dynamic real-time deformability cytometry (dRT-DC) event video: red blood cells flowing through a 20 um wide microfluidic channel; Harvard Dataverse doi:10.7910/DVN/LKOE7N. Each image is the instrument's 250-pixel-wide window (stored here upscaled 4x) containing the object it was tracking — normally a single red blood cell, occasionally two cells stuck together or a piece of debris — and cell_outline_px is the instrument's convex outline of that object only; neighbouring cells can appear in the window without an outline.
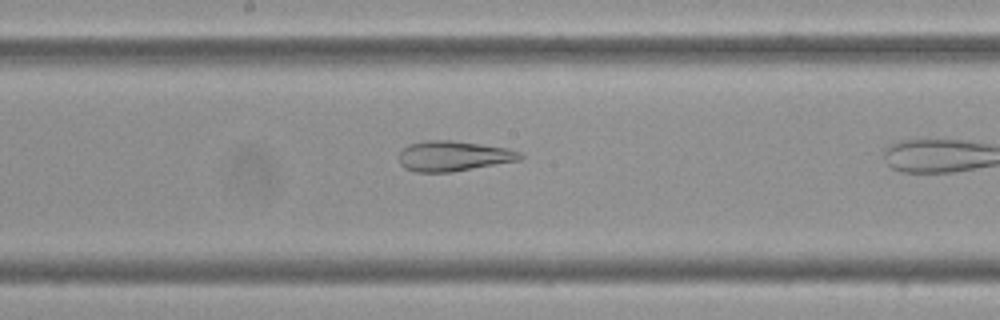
{"species": "Egyptian fruit bat (a non-hibernating species)", "species_latin": "Rousettus aegyptiacus", "temperature_condition": "cold", "stored_images_in_passage": 33, "camera_frame_rate_fps": 3000, "um_per_image_px": 0.085, "frame": {"image": 1, "passage_image": 24, "time_ms": 7.667, "image_size_px": [1000, 320], "cell_outline_px": [[524, 156], [520, 160], [452, 172], [416, 172], [404, 168], [400, 164], [400, 152], [408, 144], [428, 140], [452, 140], [508, 148], [520, 152]], "centroid_in_image_um": [38.55, 13.26], "position_along_channel_um": 209.7, "area_um2": 21.33}}